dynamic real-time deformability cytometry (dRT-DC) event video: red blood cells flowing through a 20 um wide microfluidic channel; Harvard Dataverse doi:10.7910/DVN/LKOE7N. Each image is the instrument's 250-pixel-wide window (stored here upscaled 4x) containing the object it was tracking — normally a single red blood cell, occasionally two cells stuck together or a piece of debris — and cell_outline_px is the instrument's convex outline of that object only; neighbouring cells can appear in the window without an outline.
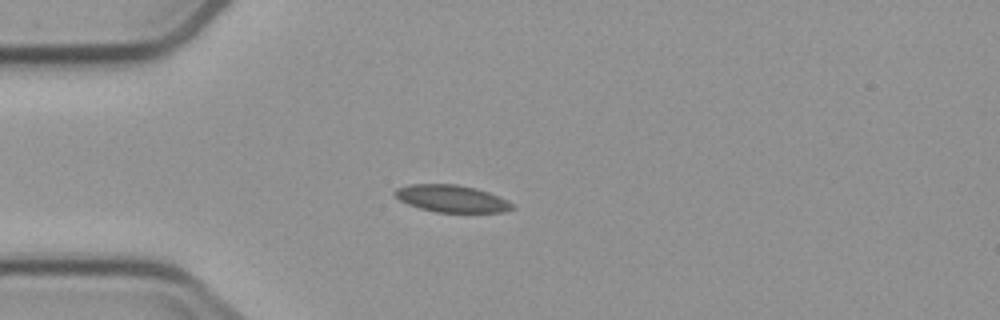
{"species": "common noctule bat (a hibernating species)", "species_latin": "Nyctalus noctula", "temperature_condition": "cold", "stored_images_in_passage": 5, "camera_frame_rate_fps": 3000, "um_per_image_px": 0.085, "animal": {"sex": "male", "body_mass_g": 23.1, "forearm_length_mm": 52.7}, "frame": {"image": 1, "passage_image": 3, "time_ms": 2.333, "image_size_px": [1000, 320], "cell_outline_px": [[516, 208], [504, 212], [436, 212], [420, 208], [408, 204], [400, 200], [392, 192], [396, 188], [408, 184], [456, 184], [476, 188], [488, 192], [508, 200]], "centroid_in_image_um": [38.39, 16.88], "position_along_channel_um": 46.6, "area_um2": 18.61}}
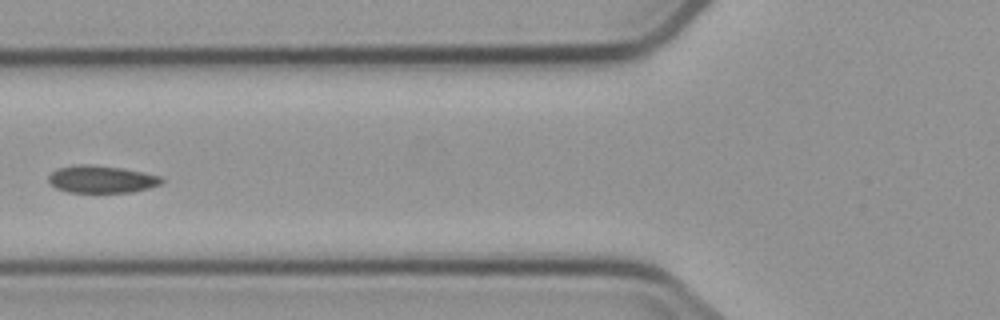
{"frame": {"image": 2, "passage_image": 5, "time_ms": 4.667, "image_size_px": [1000, 320], "cell_outline_px": [[164, 180], [160, 184], [148, 188], [132, 192], [68, 192], [56, 188], [48, 184], [48, 176], [56, 168], [76, 164], [88, 164], [120, 168], [160, 176]], "centroid_in_image_um": [8.56, 15.23], "position_along_channel_um": 117.2, "area_um2": 17.98}}